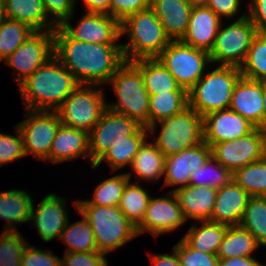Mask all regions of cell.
Returning <instances> with one entry per match:
<instances>
[{"mask_svg": "<svg viewBox=\"0 0 266 266\" xmlns=\"http://www.w3.org/2000/svg\"><path fill=\"white\" fill-rule=\"evenodd\" d=\"M79 85L56 110L65 126L90 132L107 109L103 88Z\"/></svg>", "mask_w": 266, "mask_h": 266, "instance_id": "ba28073f", "label": "cell"}, {"mask_svg": "<svg viewBox=\"0 0 266 266\" xmlns=\"http://www.w3.org/2000/svg\"><path fill=\"white\" fill-rule=\"evenodd\" d=\"M20 266H61V258L50 250H41L27 244L23 251Z\"/></svg>", "mask_w": 266, "mask_h": 266, "instance_id": "f6af8a7d", "label": "cell"}, {"mask_svg": "<svg viewBox=\"0 0 266 266\" xmlns=\"http://www.w3.org/2000/svg\"><path fill=\"white\" fill-rule=\"evenodd\" d=\"M157 58L187 91L204 75L206 66L212 64L208 51L180 40L171 41Z\"/></svg>", "mask_w": 266, "mask_h": 266, "instance_id": "30bf717a", "label": "cell"}, {"mask_svg": "<svg viewBox=\"0 0 266 266\" xmlns=\"http://www.w3.org/2000/svg\"><path fill=\"white\" fill-rule=\"evenodd\" d=\"M66 201L63 197L57 196L56 193H51L42 199L37 209L32 204L29 220L34 221L36 229L44 242L59 238L66 227L69 220L68 211L65 209Z\"/></svg>", "mask_w": 266, "mask_h": 266, "instance_id": "d6986e66", "label": "cell"}, {"mask_svg": "<svg viewBox=\"0 0 266 266\" xmlns=\"http://www.w3.org/2000/svg\"><path fill=\"white\" fill-rule=\"evenodd\" d=\"M180 259L181 266H218L216 254H208L192 249L183 239L173 247Z\"/></svg>", "mask_w": 266, "mask_h": 266, "instance_id": "7bdbcfd3", "label": "cell"}, {"mask_svg": "<svg viewBox=\"0 0 266 266\" xmlns=\"http://www.w3.org/2000/svg\"><path fill=\"white\" fill-rule=\"evenodd\" d=\"M59 238L67 244L65 252L97 251L92 228L84 216L71 225L68 220Z\"/></svg>", "mask_w": 266, "mask_h": 266, "instance_id": "8d00e7d4", "label": "cell"}, {"mask_svg": "<svg viewBox=\"0 0 266 266\" xmlns=\"http://www.w3.org/2000/svg\"><path fill=\"white\" fill-rule=\"evenodd\" d=\"M212 157L231 173L266 156V130L255 128L236 140L213 144Z\"/></svg>", "mask_w": 266, "mask_h": 266, "instance_id": "7c38bea8", "label": "cell"}, {"mask_svg": "<svg viewBox=\"0 0 266 266\" xmlns=\"http://www.w3.org/2000/svg\"><path fill=\"white\" fill-rule=\"evenodd\" d=\"M152 0H111L110 16L120 23L131 14L151 7Z\"/></svg>", "mask_w": 266, "mask_h": 266, "instance_id": "7dc6e473", "label": "cell"}, {"mask_svg": "<svg viewBox=\"0 0 266 266\" xmlns=\"http://www.w3.org/2000/svg\"><path fill=\"white\" fill-rule=\"evenodd\" d=\"M157 124H161V132L153 144L164 157L204 142L203 117L189 106L182 112L147 127L151 135L155 133Z\"/></svg>", "mask_w": 266, "mask_h": 266, "instance_id": "52a82bcc", "label": "cell"}, {"mask_svg": "<svg viewBox=\"0 0 266 266\" xmlns=\"http://www.w3.org/2000/svg\"><path fill=\"white\" fill-rule=\"evenodd\" d=\"M49 19L60 26L67 18L73 16L75 0H42Z\"/></svg>", "mask_w": 266, "mask_h": 266, "instance_id": "c3c4849f", "label": "cell"}, {"mask_svg": "<svg viewBox=\"0 0 266 266\" xmlns=\"http://www.w3.org/2000/svg\"><path fill=\"white\" fill-rule=\"evenodd\" d=\"M211 157V147L205 141L178 154L165 157L163 186H187L191 172L204 166Z\"/></svg>", "mask_w": 266, "mask_h": 266, "instance_id": "ac0fdd59", "label": "cell"}, {"mask_svg": "<svg viewBox=\"0 0 266 266\" xmlns=\"http://www.w3.org/2000/svg\"><path fill=\"white\" fill-rule=\"evenodd\" d=\"M204 141L211 147L220 142L236 140L256 127L231 109L214 111L203 117Z\"/></svg>", "mask_w": 266, "mask_h": 266, "instance_id": "e0dca14e", "label": "cell"}, {"mask_svg": "<svg viewBox=\"0 0 266 266\" xmlns=\"http://www.w3.org/2000/svg\"><path fill=\"white\" fill-rule=\"evenodd\" d=\"M33 32L28 25L5 18L0 25V62L5 61Z\"/></svg>", "mask_w": 266, "mask_h": 266, "instance_id": "ab89813d", "label": "cell"}, {"mask_svg": "<svg viewBox=\"0 0 266 266\" xmlns=\"http://www.w3.org/2000/svg\"><path fill=\"white\" fill-rule=\"evenodd\" d=\"M25 112L27 118L16 125L22 134L25 154L48 161L53 139L62 124L59 115L56 111Z\"/></svg>", "mask_w": 266, "mask_h": 266, "instance_id": "8fae6325", "label": "cell"}, {"mask_svg": "<svg viewBox=\"0 0 266 266\" xmlns=\"http://www.w3.org/2000/svg\"><path fill=\"white\" fill-rule=\"evenodd\" d=\"M108 84L112 85L118 101L108 103L107 109L136 120L147 128L150 95L142 72L132 62L125 61Z\"/></svg>", "mask_w": 266, "mask_h": 266, "instance_id": "5b68a950", "label": "cell"}, {"mask_svg": "<svg viewBox=\"0 0 266 266\" xmlns=\"http://www.w3.org/2000/svg\"><path fill=\"white\" fill-rule=\"evenodd\" d=\"M193 6H205L208 0H187Z\"/></svg>", "mask_w": 266, "mask_h": 266, "instance_id": "9f6ffc18", "label": "cell"}, {"mask_svg": "<svg viewBox=\"0 0 266 266\" xmlns=\"http://www.w3.org/2000/svg\"><path fill=\"white\" fill-rule=\"evenodd\" d=\"M80 85L73 74L51 57L18 85L24 110L56 111Z\"/></svg>", "mask_w": 266, "mask_h": 266, "instance_id": "7a4b0ae2", "label": "cell"}, {"mask_svg": "<svg viewBox=\"0 0 266 266\" xmlns=\"http://www.w3.org/2000/svg\"><path fill=\"white\" fill-rule=\"evenodd\" d=\"M222 28L220 25L209 52L211 62L240 68L258 31L245 12L229 26Z\"/></svg>", "mask_w": 266, "mask_h": 266, "instance_id": "9c48e42d", "label": "cell"}, {"mask_svg": "<svg viewBox=\"0 0 266 266\" xmlns=\"http://www.w3.org/2000/svg\"><path fill=\"white\" fill-rule=\"evenodd\" d=\"M74 205L89 222L99 252H112L138 236L118 206L77 205V201Z\"/></svg>", "mask_w": 266, "mask_h": 266, "instance_id": "8992f818", "label": "cell"}, {"mask_svg": "<svg viewBox=\"0 0 266 266\" xmlns=\"http://www.w3.org/2000/svg\"><path fill=\"white\" fill-rule=\"evenodd\" d=\"M263 129L266 130V82H263Z\"/></svg>", "mask_w": 266, "mask_h": 266, "instance_id": "11a10c76", "label": "cell"}, {"mask_svg": "<svg viewBox=\"0 0 266 266\" xmlns=\"http://www.w3.org/2000/svg\"><path fill=\"white\" fill-rule=\"evenodd\" d=\"M263 81L241 77L235 85L229 109L263 129Z\"/></svg>", "mask_w": 266, "mask_h": 266, "instance_id": "ffe728a7", "label": "cell"}, {"mask_svg": "<svg viewBox=\"0 0 266 266\" xmlns=\"http://www.w3.org/2000/svg\"><path fill=\"white\" fill-rule=\"evenodd\" d=\"M111 0H83L87 13H102L110 15Z\"/></svg>", "mask_w": 266, "mask_h": 266, "instance_id": "db71d44e", "label": "cell"}, {"mask_svg": "<svg viewBox=\"0 0 266 266\" xmlns=\"http://www.w3.org/2000/svg\"><path fill=\"white\" fill-rule=\"evenodd\" d=\"M131 167L134 174L141 180L156 181L164 176L165 157L148 141V139L139 148L134 156Z\"/></svg>", "mask_w": 266, "mask_h": 266, "instance_id": "4dcf8cb0", "label": "cell"}, {"mask_svg": "<svg viewBox=\"0 0 266 266\" xmlns=\"http://www.w3.org/2000/svg\"><path fill=\"white\" fill-rule=\"evenodd\" d=\"M132 63L142 72L149 95L166 91H187L177 83L158 58H143Z\"/></svg>", "mask_w": 266, "mask_h": 266, "instance_id": "83f0119b", "label": "cell"}, {"mask_svg": "<svg viewBox=\"0 0 266 266\" xmlns=\"http://www.w3.org/2000/svg\"><path fill=\"white\" fill-rule=\"evenodd\" d=\"M105 254L93 252H65L61 266H108Z\"/></svg>", "mask_w": 266, "mask_h": 266, "instance_id": "bcb514c9", "label": "cell"}, {"mask_svg": "<svg viewBox=\"0 0 266 266\" xmlns=\"http://www.w3.org/2000/svg\"><path fill=\"white\" fill-rule=\"evenodd\" d=\"M33 200L24 190L0 192V218L6 220L3 232H18L14 224L30 221Z\"/></svg>", "mask_w": 266, "mask_h": 266, "instance_id": "4316f807", "label": "cell"}, {"mask_svg": "<svg viewBox=\"0 0 266 266\" xmlns=\"http://www.w3.org/2000/svg\"><path fill=\"white\" fill-rule=\"evenodd\" d=\"M222 19L210 8L193 6L188 23V28L180 40L182 43L210 52L222 24Z\"/></svg>", "mask_w": 266, "mask_h": 266, "instance_id": "44dd1931", "label": "cell"}, {"mask_svg": "<svg viewBox=\"0 0 266 266\" xmlns=\"http://www.w3.org/2000/svg\"><path fill=\"white\" fill-rule=\"evenodd\" d=\"M150 198L151 196L140 183H131L129 180L118 207L127 220L137 228L144 219Z\"/></svg>", "mask_w": 266, "mask_h": 266, "instance_id": "836d02e7", "label": "cell"}, {"mask_svg": "<svg viewBox=\"0 0 266 266\" xmlns=\"http://www.w3.org/2000/svg\"><path fill=\"white\" fill-rule=\"evenodd\" d=\"M54 56V30L34 31L6 60L19 85Z\"/></svg>", "mask_w": 266, "mask_h": 266, "instance_id": "5bb4252c", "label": "cell"}, {"mask_svg": "<svg viewBox=\"0 0 266 266\" xmlns=\"http://www.w3.org/2000/svg\"><path fill=\"white\" fill-rule=\"evenodd\" d=\"M198 227L193 224L182 238L192 249L208 254H217L228 228L210 220L200 221Z\"/></svg>", "mask_w": 266, "mask_h": 266, "instance_id": "f1b7e54d", "label": "cell"}, {"mask_svg": "<svg viewBox=\"0 0 266 266\" xmlns=\"http://www.w3.org/2000/svg\"><path fill=\"white\" fill-rule=\"evenodd\" d=\"M28 242L20 232H3L0 236V266H20Z\"/></svg>", "mask_w": 266, "mask_h": 266, "instance_id": "b9f144b4", "label": "cell"}, {"mask_svg": "<svg viewBox=\"0 0 266 266\" xmlns=\"http://www.w3.org/2000/svg\"><path fill=\"white\" fill-rule=\"evenodd\" d=\"M5 18L6 17H5V13H4L3 1L0 0V25L2 24V22Z\"/></svg>", "mask_w": 266, "mask_h": 266, "instance_id": "6f0895ef", "label": "cell"}, {"mask_svg": "<svg viewBox=\"0 0 266 266\" xmlns=\"http://www.w3.org/2000/svg\"><path fill=\"white\" fill-rule=\"evenodd\" d=\"M150 8L171 41L183 38L192 12V6L187 0H152Z\"/></svg>", "mask_w": 266, "mask_h": 266, "instance_id": "d4e9b609", "label": "cell"}, {"mask_svg": "<svg viewBox=\"0 0 266 266\" xmlns=\"http://www.w3.org/2000/svg\"><path fill=\"white\" fill-rule=\"evenodd\" d=\"M185 222L178 199L174 192L170 191L167 196L150 198L144 219L136 228V232L138 236L147 231L158 236L175 231Z\"/></svg>", "mask_w": 266, "mask_h": 266, "instance_id": "9a60e30c", "label": "cell"}, {"mask_svg": "<svg viewBox=\"0 0 266 266\" xmlns=\"http://www.w3.org/2000/svg\"><path fill=\"white\" fill-rule=\"evenodd\" d=\"M54 56L80 85L108 84L125 62L120 44H97L71 38L60 26L54 29Z\"/></svg>", "mask_w": 266, "mask_h": 266, "instance_id": "6da1fadb", "label": "cell"}, {"mask_svg": "<svg viewBox=\"0 0 266 266\" xmlns=\"http://www.w3.org/2000/svg\"><path fill=\"white\" fill-rule=\"evenodd\" d=\"M67 18L60 27L73 39L97 44H116L121 38L120 22L108 14L87 13L76 27Z\"/></svg>", "mask_w": 266, "mask_h": 266, "instance_id": "2e32d148", "label": "cell"}, {"mask_svg": "<svg viewBox=\"0 0 266 266\" xmlns=\"http://www.w3.org/2000/svg\"><path fill=\"white\" fill-rule=\"evenodd\" d=\"M132 174L133 172L117 174L104 180L96 187L91 200H77V205L118 206Z\"/></svg>", "mask_w": 266, "mask_h": 266, "instance_id": "e575fe53", "label": "cell"}, {"mask_svg": "<svg viewBox=\"0 0 266 266\" xmlns=\"http://www.w3.org/2000/svg\"><path fill=\"white\" fill-rule=\"evenodd\" d=\"M251 196L231 180L217 190V196L210 221L227 226H238Z\"/></svg>", "mask_w": 266, "mask_h": 266, "instance_id": "7402d4cb", "label": "cell"}, {"mask_svg": "<svg viewBox=\"0 0 266 266\" xmlns=\"http://www.w3.org/2000/svg\"><path fill=\"white\" fill-rule=\"evenodd\" d=\"M232 180V173L211 157L204 166L190 174L191 186H210L220 189Z\"/></svg>", "mask_w": 266, "mask_h": 266, "instance_id": "60d3db41", "label": "cell"}, {"mask_svg": "<svg viewBox=\"0 0 266 266\" xmlns=\"http://www.w3.org/2000/svg\"><path fill=\"white\" fill-rule=\"evenodd\" d=\"M232 180L250 196L266 197V156L235 170Z\"/></svg>", "mask_w": 266, "mask_h": 266, "instance_id": "d590c367", "label": "cell"}, {"mask_svg": "<svg viewBox=\"0 0 266 266\" xmlns=\"http://www.w3.org/2000/svg\"><path fill=\"white\" fill-rule=\"evenodd\" d=\"M184 218L199 221L210 220L215 204L217 189L210 186L177 187L173 190Z\"/></svg>", "mask_w": 266, "mask_h": 266, "instance_id": "603a6c76", "label": "cell"}, {"mask_svg": "<svg viewBox=\"0 0 266 266\" xmlns=\"http://www.w3.org/2000/svg\"><path fill=\"white\" fill-rule=\"evenodd\" d=\"M121 36L127 34L129 43H121L125 61L157 58L171 42L164 27L151 8L131 14L120 23Z\"/></svg>", "mask_w": 266, "mask_h": 266, "instance_id": "3957f363", "label": "cell"}, {"mask_svg": "<svg viewBox=\"0 0 266 266\" xmlns=\"http://www.w3.org/2000/svg\"><path fill=\"white\" fill-rule=\"evenodd\" d=\"M153 266H181L180 259L173 248L171 255L169 254H150Z\"/></svg>", "mask_w": 266, "mask_h": 266, "instance_id": "816d5d0a", "label": "cell"}, {"mask_svg": "<svg viewBox=\"0 0 266 266\" xmlns=\"http://www.w3.org/2000/svg\"><path fill=\"white\" fill-rule=\"evenodd\" d=\"M252 233L238 226H228L217 252L218 259L248 257L259 247Z\"/></svg>", "mask_w": 266, "mask_h": 266, "instance_id": "d6a6232c", "label": "cell"}, {"mask_svg": "<svg viewBox=\"0 0 266 266\" xmlns=\"http://www.w3.org/2000/svg\"><path fill=\"white\" fill-rule=\"evenodd\" d=\"M218 266H264L252 256L248 257H232L228 259H219Z\"/></svg>", "mask_w": 266, "mask_h": 266, "instance_id": "f5cc1de1", "label": "cell"}, {"mask_svg": "<svg viewBox=\"0 0 266 266\" xmlns=\"http://www.w3.org/2000/svg\"><path fill=\"white\" fill-rule=\"evenodd\" d=\"M188 107V91H166L150 95L148 127L170 118Z\"/></svg>", "mask_w": 266, "mask_h": 266, "instance_id": "1f68e13d", "label": "cell"}, {"mask_svg": "<svg viewBox=\"0 0 266 266\" xmlns=\"http://www.w3.org/2000/svg\"><path fill=\"white\" fill-rule=\"evenodd\" d=\"M141 126L136 120L106 109L89 132L91 165H95L105 155L111 144L129 141V136Z\"/></svg>", "mask_w": 266, "mask_h": 266, "instance_id": "4fadbf2b", "label": "cell"}, {"mask_svg": "<svg viewBox=\"0 0 266 266\" xmlns=\"http://www.w3.org/2000/svg\"><path fill=\"white\" fill-rule=\"evenodd\" d=\"M81 156L90 161L89 133L61 124L49 152L50 163L54 165Z\"/></svg>", "mask_w": 266, "mask_h": 266, "instance_id": "cb8c5ba5", "label": "cell"}, {"mask_svg": "<svg viewBox=\"0 0 266 266\" xmlns=\"http://www.w3.org/2000/svg\"><path fill=\"white\" fill-rule=\"evenodd\" d=\"M249 16L259 33H266V0H250Z\"/></svg>", "mask_w": 266, "mask_h": 266, "instance_id": "f907efd6", "label": "cell"}, {"mask_svg": "<svg viewBox=\"0 0 266 266\" xmlns=\"http://www.w3.org/2000/svg\"><path fill=\"white\" fill-rule=\"evenodd\" d=\"M241 0H208L206 6L221 19L232 18L239 13ZM223 16V17H222Z\"/></svg>", "mask_w": 266, "mask_h": 266, "instance_id": "681fc988", "label": "cell"}, {"mask_svg": "<svg viewBox=\"0 0 266 266\" xmlns=\"http://www.w3.org/2000/svg\"><path fill=\"white\" fill-rule=\"evenodd\" d=\"M17 136L0 133V166L25 157L22 134L15 126Z\"/></svg>", "mask_w": 266, "mask_h": 266, "instance_id": "ee69618b", "label": "cell"}, {"mask_svg": "<svg viewBox=\"0 0 266 266\" xmlns=\"http://www.w3.org/2000/svg\"><path fill=\"white\" fill-rule=\"evenodd\" d=\"M5 17L20 21L34 31L54 30L57 26L47 16L42 0H2Z\"/></svg>", "mask_w": 266, "mask_h": 266, "instance_id": "484cf974", "label": "cell"}, {"mask_svg": "<svg viewBox=\"0 0 266 266\" xmlns=\"http://www.w3.org/2000/svg\"><path fill=\"white\" fill-rule=\"evenodd\" d=\"M242 77L266 82V33H257L240 66Z\"/></svg>", "mask_w": 266, "mask_h": 266, "instance_id": "74e56055", "label": "cell"}, {"mask_svg": "<svg viewBox=\"0 0 266 266\" xmlns=\"http://www.w3.org/2000/svg\"><path fill=\"white\" fill-rule=\"evenodd\" d=\"M148 130L144 126H141L132 136H129V141H120L111 144L110 149L105 155L95 164L94 168H98L99 165L106 161L113 171L122 169L126 165H132L134 156L139 151V148L147 140Z\"/></svg>", "mask_w": 266, "mask_h": 266, "instance_id": "f546056e", "label": "cell"}, {"mask_svg": "<svg viewBox=\"0 0 266 266\" xmlns=\"http://www.w3.org/2000/svg\"><path fill=\"white\" fill-rule=\"evenodd\" d=\"M242 77L238 67L218 65L188 90V106L202 117L228 109L235 85Z\"/></svg>", "mask_w": 266, "mask_h": 266, "instance_id": "277c9868", "label": "cell"}, {"mask_svg": "<svg viewBox=\"0 0 266 266\" xmlns=\"http://www.w3.org/2000/svg\"><path fill=\"white\" fill-rule=\"evenodd\" d=\"M240 226L252 233L260 246H266V197L249 198Z\"/></svg>", "mask_w": 266, "mask_h": 266, "instance_id": "f35d334b", "label": "cell"}]
</instances>
